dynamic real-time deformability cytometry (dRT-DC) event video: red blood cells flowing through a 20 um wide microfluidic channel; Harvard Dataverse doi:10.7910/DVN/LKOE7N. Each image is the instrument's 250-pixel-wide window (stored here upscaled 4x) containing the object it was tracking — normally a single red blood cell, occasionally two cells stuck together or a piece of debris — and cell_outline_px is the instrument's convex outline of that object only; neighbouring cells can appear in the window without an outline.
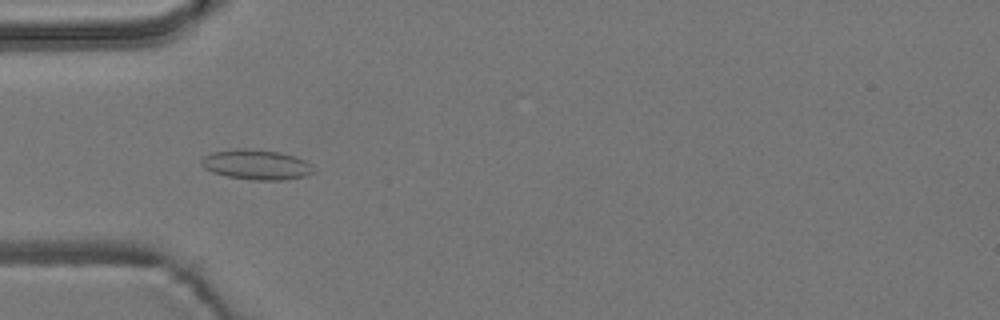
{"species": "common noctule bat (a hibernating species)", "species_latin": "Nyctalus noctula", "temperature_condition": "room temperature", "stored_images_in_passage": 1, "camera_frame_rate_fps": 3000, "um_per_image_px": 0.085, "animal": {"sex": "male", "body_mass_g": 19.2, "forearm_length_mm": 51.8}, "frame": {"image": 1, "passage_image": 1, "time_ms": 0.0, "image_size_px": [1000, 320], "cell_outline_px": [[316, 172], [304, 176], [280, 180], [252, 180], [228, 176], [212, 172], [204, 168], [200, 164], [200, 160], [204, 156], [212, 152], [236, 148], [244, 148], [280, 152], [304, 160], [312, 164]], "centroid_in_image_um": [21.78, 13.99], "position_along_channel_um": 63.2, "area_um2": 19.65}}